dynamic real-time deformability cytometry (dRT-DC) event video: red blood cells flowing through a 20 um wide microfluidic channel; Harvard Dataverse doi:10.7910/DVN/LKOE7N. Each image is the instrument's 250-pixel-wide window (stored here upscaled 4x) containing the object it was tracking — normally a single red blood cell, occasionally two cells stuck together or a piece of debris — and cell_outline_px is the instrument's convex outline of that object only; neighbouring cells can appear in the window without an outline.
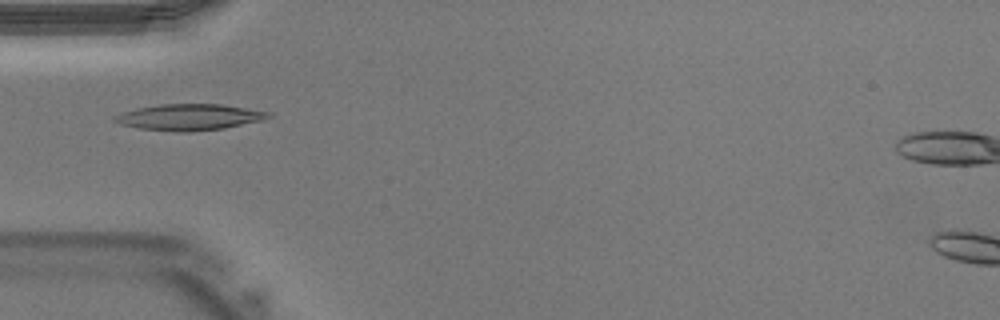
{"species": "Egyptian fruit bat (a non-hibernating species)", "species_latin": "Rousettus aegyptiacus", "temperature_condition": "warm", "stored_images_in_passage": 41, "camera_frame_rate_fps": 3000, "um_per_image_px": 0.085, "animal": {"sex": "male"}, "frame": {"image": 1, "passage_image": 13, "time_ms": 4.0, "image_size_px": [1000, 320], "cell_outline_px": [[272, 116], [264, 120], [224, 128], [188, 132], [180, 132], [140, 128], [120, 124], [112, 120], [112, 116], [136, 108], [160, 104], [220, 104], [272, 112]], "centroid_in_image_um": [16.11, 9.95], "position_along_channel_um": 68.9, "area_um2": 23.47}}
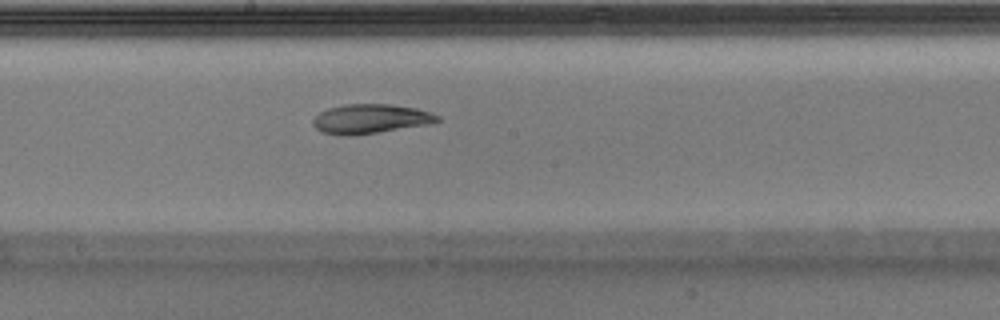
{"frame": {"image": 2, "passage_image": 22, "time_ms": 7.0, "image_size_px": [1000, 320], "cell_outline_px": [[440, 120], [424, 124], [356, 136], [340, 136], [324, 132], [316, 128], [312, 124], [312, 120], [320, 112], [328, 108], [344, 104], [388, 104], [416, 108], [440, 116]], "centroid_in_image_um": [31.42, 10.1], "position_along_channel_um": 216.8, "area_um2": 21.1}}
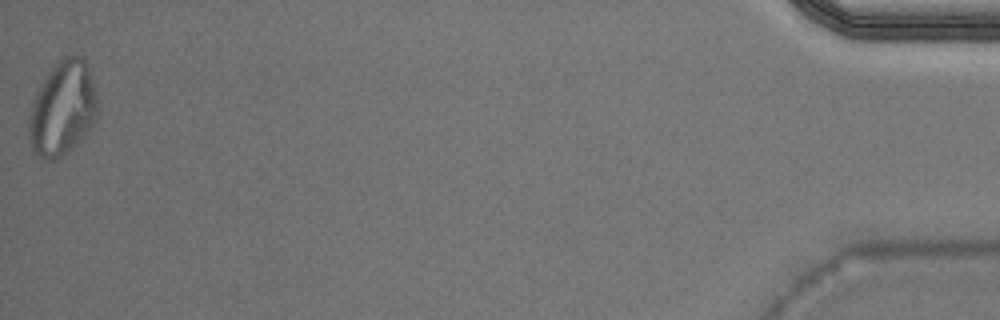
{"frame": {"image": 3, "passage_image": 41, "time_ms": 13.333, "image_size_px": [1000, 320], "cell_outline_px": [[100, 112], [96, 120], [84, 136], [76, 144], [60, 156], [52, 160], [44, 160], [32, 152], [28, 140], [28, 124], [32, 100], [40, 84], [48, 72], [64, 56], [80, 56], [88, 64]], "centroid_in_image_um": [5.31, 9.24], "position_along_channel_um": 429.9, "area_um2": 37.97}}